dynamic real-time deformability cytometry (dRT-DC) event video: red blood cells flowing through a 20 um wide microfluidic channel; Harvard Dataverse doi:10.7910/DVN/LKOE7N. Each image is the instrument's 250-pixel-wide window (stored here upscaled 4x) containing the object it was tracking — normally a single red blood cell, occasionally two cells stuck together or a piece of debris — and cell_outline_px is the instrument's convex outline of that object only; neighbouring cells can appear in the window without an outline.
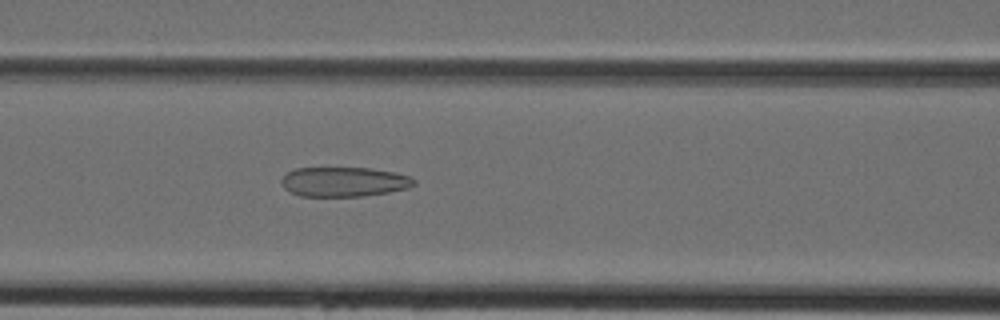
{"species": "Egyptian fruit bat (a non-hibernating species)", "species_latin": "Rousettus aegyptiacus", "temperature_condition": "cold", "stored_images_in_passage": 6, "camera_frame_rate_fps": 3000, "um_per_image_px": 0.085, "animal": {"sex": "female"}, "frame": {"image": 1, "passage_image": 6, "time_ms": 1.667, "image_size_px": [1000, 320], "cell_outline_px": [[416, 184], [408, 188], [388, 192], [364, 196], [300, 196], [284, 188], [280, 184], [280, 180], [288, 172], [296, 168], [368, 168], [396, 172], [408, 176], [416, 180]], "centroid_in_image_um": [29.24, 15.45], "position_along_channel_um": 137.4, "area_um2": 22.89}}